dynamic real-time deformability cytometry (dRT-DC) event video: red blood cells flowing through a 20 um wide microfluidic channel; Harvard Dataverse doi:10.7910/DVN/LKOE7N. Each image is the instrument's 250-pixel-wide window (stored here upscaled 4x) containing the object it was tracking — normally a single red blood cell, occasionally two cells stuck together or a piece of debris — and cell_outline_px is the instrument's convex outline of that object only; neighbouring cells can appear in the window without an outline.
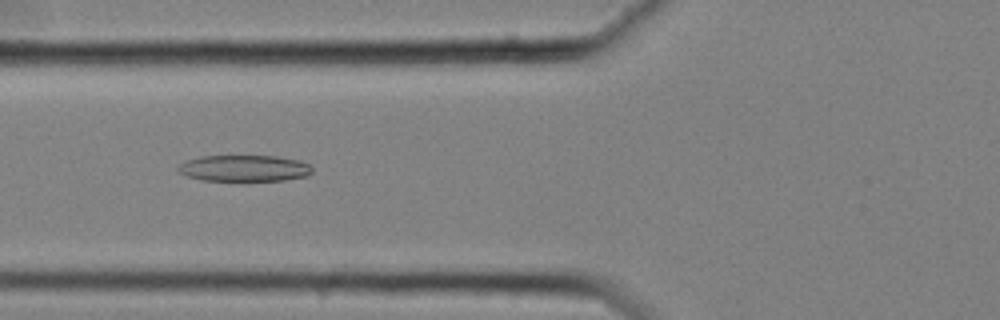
{"species": "common noctule bat (a hibernating species)", "species_latin": "Nyctalus noctula", "temperature_condition": "cold", "stored_images_in_passage": 46, "camera_frame_rate_fps": 3000, "um_per_image_px": 0.085, "animal": {"sex": "female", "body_mass_g": 25.1}, "frame": {"image": 1, "passage_image": 11, "time_ms": 3.333, "image_size_px": [1000, 320], "cell_outline_px": [[312, 172], [308, 176], [284, 180], [204, 180], [188, 176], [180, 172], [176, 168], [180, 164], [188, 160], [200, 156], [276, 156], [300, 160], [308, 164], [312, 168]], "centroid_in_image_um": [20.8, 14.29], "position_along_channel_um": 105.0, "area_um2": 20.4}}
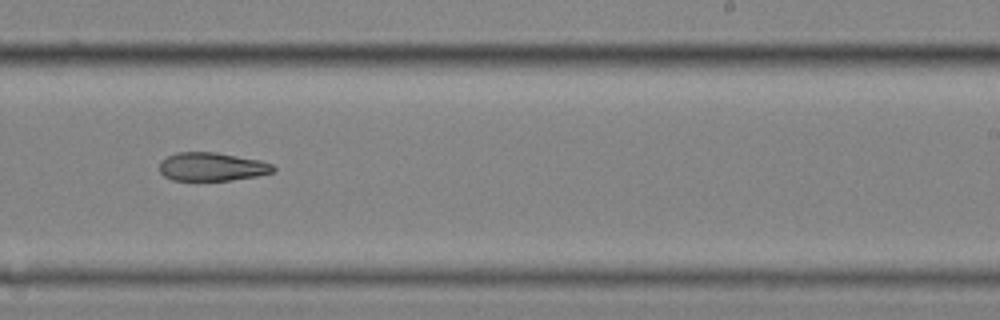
{"frame": {"image": 2, "passage_image": 25, "time_ms": 8.0, "image_size_px": [1000, 320], "cell_outline_px": [[276, 168], [272, 172], [256, 176], [232, 180], [172, 180], [164, 176], [160, 172], [160, 160], [176, 152], [216, 152], [260, 160], [272, 164]], "centroid_in_image_um": [18.0, 14.17], "position_along_channel_um": 271.0, "area_um2": 18.84}}
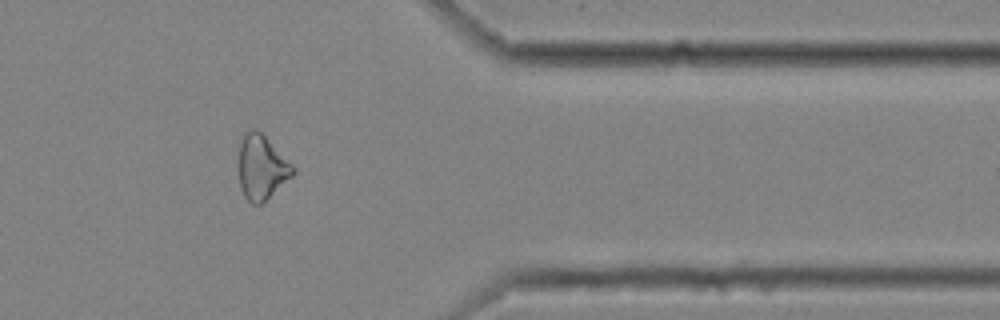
{"frame": {"image": 3, "passage_image": 36, "time_ms": 11.667, "image_size_px": [1000, 320], "cell_outline_px": [[296, 172], [292, 176], [260, 204], [252, 204], [244, 196], [240, 188], [240, 144], [244, 136], [252, 128], [256, 128], [296, 168]], "centroid_in_image_um": [22.25, 14.24], "position_along_channel_um": 389.1, "area_um2": 19.71}}